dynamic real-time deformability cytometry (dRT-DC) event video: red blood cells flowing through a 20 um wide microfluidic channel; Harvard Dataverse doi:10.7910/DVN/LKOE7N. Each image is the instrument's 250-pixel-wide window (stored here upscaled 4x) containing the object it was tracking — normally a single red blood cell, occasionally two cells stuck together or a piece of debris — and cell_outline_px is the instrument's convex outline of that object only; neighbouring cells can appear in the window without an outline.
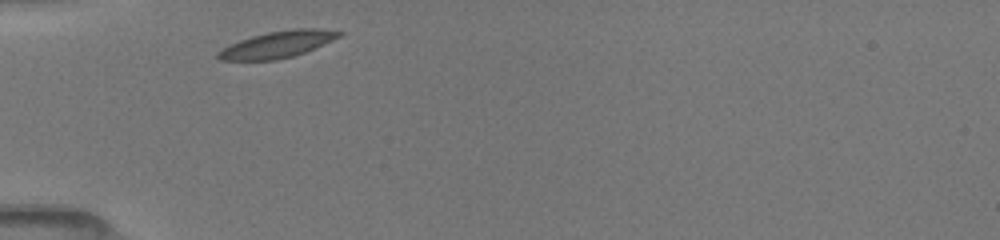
{"species": "common noctule bat (a hibernating species)", "species_latin": "Nyctalus noctula", "temperature_condition": "room temperature", "stored_images_in_passage": 29, "camera_frame_rate_fps": 3000, "um_per_image_px": 0.085, "animal": {"sex": "female", "body_mass_g": 19.5, "forearm_length_mm": 54.1}, "frame": {"image": 1, "passage_image": 1, "time_ms": 0.0, "image_size_px": [1000, 240], "cell_outline_px": [[344, 32], [340, 36], [332, 40], [304, 52], [292, 56], [276, 60], [220, 60], [216, 56], [216, 52], [240, 40], [252, 36], [268, 32], [292, 28], [316, 28]], "centroid_in_image_um": [23.58, 3.77], "position_along_channel_um": 61.4, "area_um2": 18.5}}
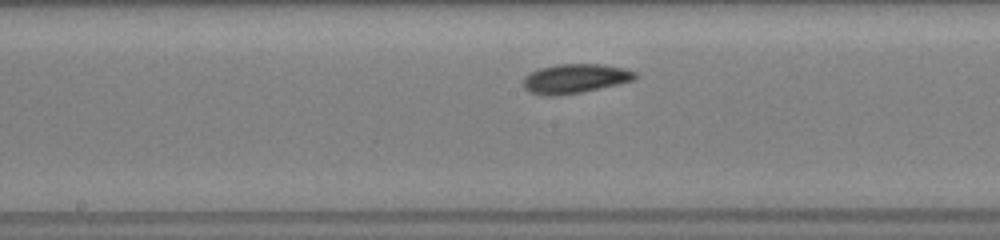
{"frame": {"image": 2, "passage_image": 12, "time_ms": 3.667, "image_size_px": [1000, 240], "cell_outline_px": [[636, 80], [600, 88], [560, 96], [540, 96], [528, 92], [524, 88], [524, 76], [540, 68], [556, 64], [600, 64], [624, 68], [636, 72]], "centroid_in_image_um": [48.86, 6.69], "position_along_channel_um": 199.3, "area_um2": 19.25}}
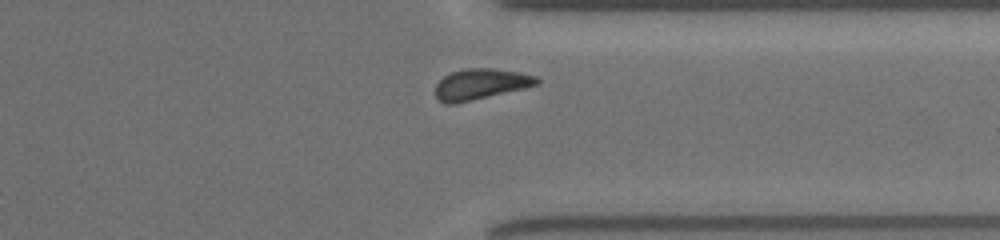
{"frame": {"image": 3, "passage_image": 25, "time_ms": 8.0, "image_size_px": [1000, 240], "cell_outline_px": [[540, 84], [524, 88], [456, 104], [444, 104], [436, 96], [436, 84], [444, 76], [452, 72], [464, 68], [492, 68], [516, 72], [536, 76], [540, 80]], "centroid_in_image_um": [40.84, 7.15], "position_along_channel_um": 370.6, "area_um2": 18.09}, "authors_computed_cell_mechanics": {"area_um2": 18.3226, "velocity_mm_per_s": 3.9518, "shape_relaxation_time_tau1_ms": 1.3965, "shape_relaxation_time_tau2_ms": null, "deformation_change_tau1": 0.0682, "deformation_change_tau2": null}}